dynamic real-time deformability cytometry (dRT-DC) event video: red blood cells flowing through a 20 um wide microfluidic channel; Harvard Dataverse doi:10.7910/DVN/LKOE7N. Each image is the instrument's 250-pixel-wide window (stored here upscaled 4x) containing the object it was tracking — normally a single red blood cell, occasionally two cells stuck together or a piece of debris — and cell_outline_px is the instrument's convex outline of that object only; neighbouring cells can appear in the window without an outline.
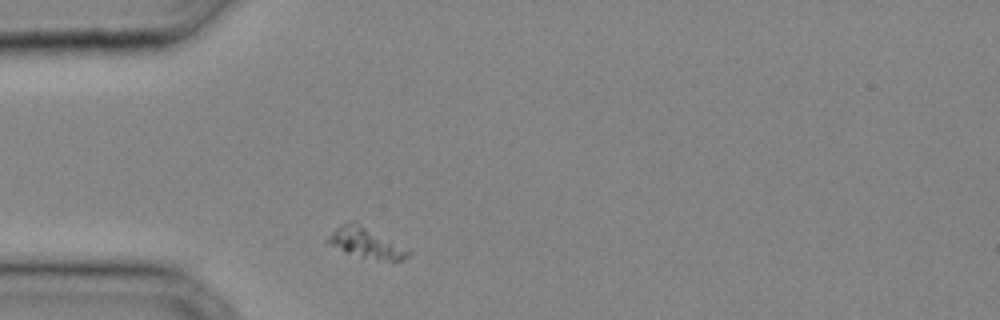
{"species": "common noctule bat (a hibernating species)", "species_latin": "Nyctalus noctula", "temperature_condition": "cold", "stored_images_in_passage": 26, "camera_frame_rate_fps": 3000, "um_per_image_px": 0.085, "animal": {"sex": "male", "body_mass_g": 20.4}, "frame": {"image": 1, "passage_image": 1, "time_ms": 0.0, "image_size_px": [1000, 320], "cell_outline_px": [[412, 252], [404, 260], [396, 264], [392, 264], [344, 252], [324, 240], [336, 228], [352, 220]], "centroid_in_image_um": [31.15, 20.72], "position_along_channel_um": 53.9, "area_um2": 14.1}}
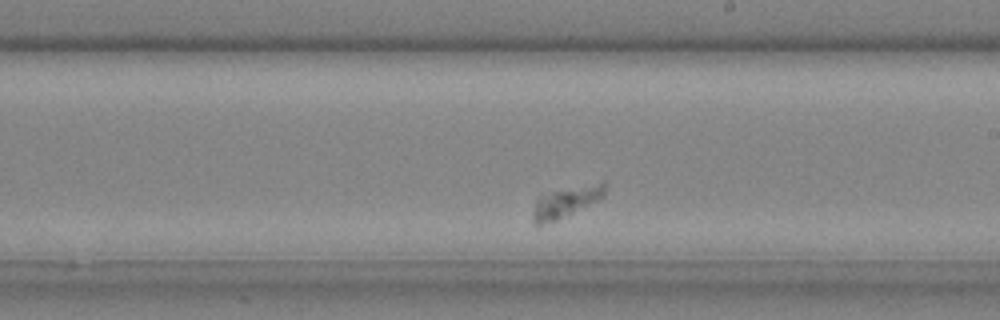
{"frame": {"image": 2, "passage_image": 12, "time_ms": 3.667, "image_size_px": [1000, 320], "cell_outline_px": [[604, 196], [600, 200], [556, 220], [540, 224], [532, 224], [532, 212], [536, 200], [540, 192], [604, 180]], "centroid_in_image_um": [48.08, 17.11], "position_along_channel_um": 240.9, "area_um2": 13.47}}
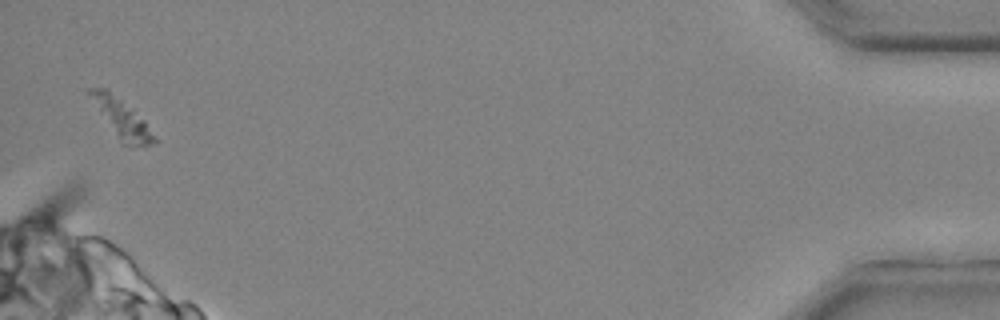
{"frame": {"image": 3, "passage_image": 26, "time_ms": 8.333, "image_size_px": [1000, 320], "cell_outline_px": [[156, 144], [124, 144], [84, 92], [88, 88], [108, 88], [144, 120], [156, 140]], "centroid_in_image_um": [10.27, 9.97], "position_along_channel_um": 424.9, "area_um2": 13.76}}